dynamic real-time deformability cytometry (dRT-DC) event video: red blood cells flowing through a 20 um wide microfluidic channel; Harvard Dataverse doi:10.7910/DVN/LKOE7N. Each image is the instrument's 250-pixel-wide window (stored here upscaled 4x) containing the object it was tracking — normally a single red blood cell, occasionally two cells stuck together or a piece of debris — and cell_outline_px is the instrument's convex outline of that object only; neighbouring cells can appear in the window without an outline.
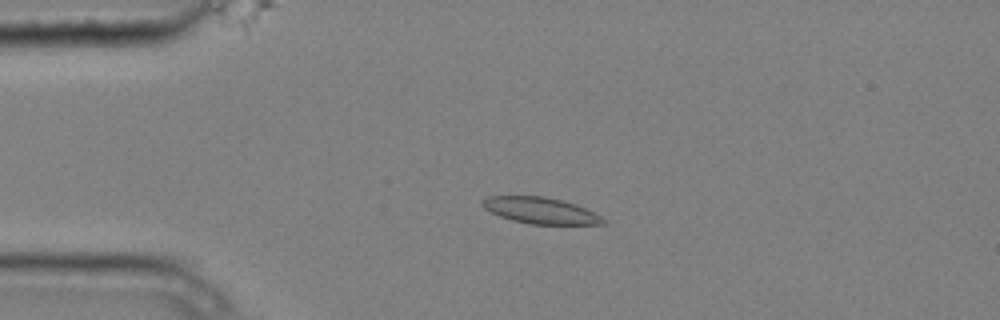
{"species": "common noctule bat (a hibernating species)", "species_latin": "Nyctalus noctula", "temperature_condition": "cold", "stored_images_in_passage": 5, "camera_frame_rate_fps": 3000, "um_per_image_px": 0.085, "animal": {"sex": "male", "body_mass_g": 20.4}, "frame": {"image": 1, "passage_image": 4, "time_ms": 1.0, "image_size_px": [1000, 320], "cell_outline_px": [[608, 224], [528, 224], [512, 220], [500, 216], [484, 208], [480, 204], [480, 200], [488, 196], [544, 196], [564, 200], [576, 204], [608, 220]], "centroid_in_image_um": [45.94, 17.89], "position_along_channel_um": 39.1, "area_um2": 18.61}}